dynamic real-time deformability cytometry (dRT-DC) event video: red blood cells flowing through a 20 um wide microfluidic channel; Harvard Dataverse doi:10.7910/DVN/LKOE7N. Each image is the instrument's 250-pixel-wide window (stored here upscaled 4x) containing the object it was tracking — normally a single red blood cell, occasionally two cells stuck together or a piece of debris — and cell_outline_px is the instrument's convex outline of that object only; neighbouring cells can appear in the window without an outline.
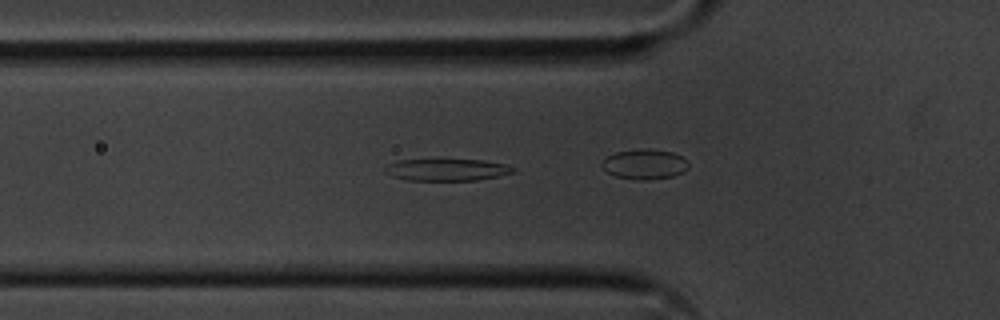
{"species": "common noctule bat (a hibernating species)", "species_latin": "Nyctalus noctula", "temperature_condition": "cold", "stored_images_in_passage": 41, "camera_frame_rate_fps": 3000, "um_per_image_px": 0.085, "animal": {"sex": "male", "body_mass_g": 20.1, "forearm_length_mm": 53.5}, "frame": {"image": 1, "passage_image": 18, "time_ms": 5.667, "image_size_px": [1000, 320], "cell_outline_px": [[516, 172], [476, 180], [408, 180], [392, 176], [384, 172], [384, 168], [388, 164], [400, 160], [484, 160], [508, 164], [516, 168]], "centroid_in_image_um": [38.02, 14.43], "position_along_channel_um": 87.8, "area_um2": 16.3}}
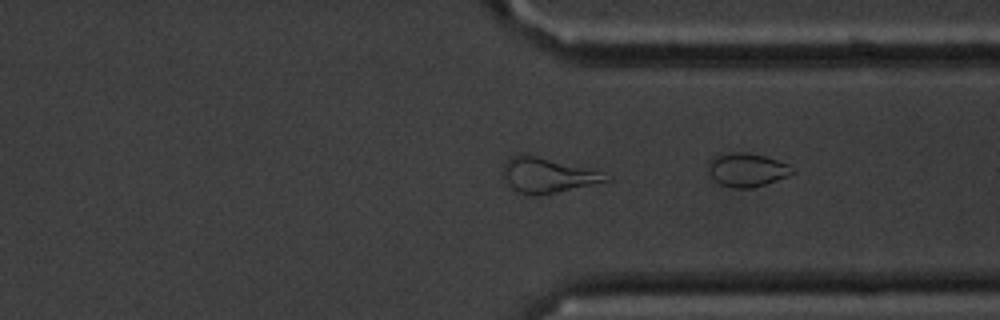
{"frame": {"image": 2, "passage_image": 41, "time_ms": 13.333, "image_size_px": [1000, 320], "cell_outline_px": [[796, 172], [792, 176], [752, 188], [736, 188], [720, 184], [712, 176], [708, 164], [708, 160], [712, 156], [732, 152], [744, 152], [764, 156], [788, 164]], "centroid_in_image_um": [63.53, 14.43], "position_along_channel_um": 347.9, "area_um2": 16.47}}